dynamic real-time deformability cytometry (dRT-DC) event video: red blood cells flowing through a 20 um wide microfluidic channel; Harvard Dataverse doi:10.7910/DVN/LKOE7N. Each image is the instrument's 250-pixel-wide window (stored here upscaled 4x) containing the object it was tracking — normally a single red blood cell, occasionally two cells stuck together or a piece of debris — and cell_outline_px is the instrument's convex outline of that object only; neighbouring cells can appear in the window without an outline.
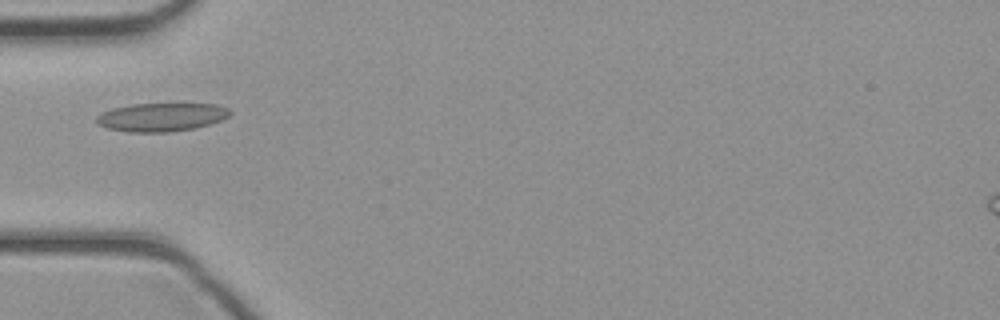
{"species": "common noctule bat (a hibernating species)", "species_latin": "Nyctalus noctula", "temperature_condition": "cold", "stored_images_in_passage": 20, "camera_frame_rate_fps": 3000, "um_per_image_px": 0.085, "animal": {"sex": "female", "body_mass_g": 21.9}, "frame": {"image": 1, "passage_image": 1, "time_ms": 0.0, "image_size_px": [1000, 320], "cell_outline_px": [[232, 112], [228, 116], [220, 120], [196, 128], [168, 132], [128, 132], [108, 128], [100, 124], [96, 120], [96, 116], [100, 112], [112, 108], [132, 104], [216, 104], [228, 108]], "centroid_in_image_um": [13.71, 9.95], "position_along_channel_um": 71.3, "area_um2": 22.02}}